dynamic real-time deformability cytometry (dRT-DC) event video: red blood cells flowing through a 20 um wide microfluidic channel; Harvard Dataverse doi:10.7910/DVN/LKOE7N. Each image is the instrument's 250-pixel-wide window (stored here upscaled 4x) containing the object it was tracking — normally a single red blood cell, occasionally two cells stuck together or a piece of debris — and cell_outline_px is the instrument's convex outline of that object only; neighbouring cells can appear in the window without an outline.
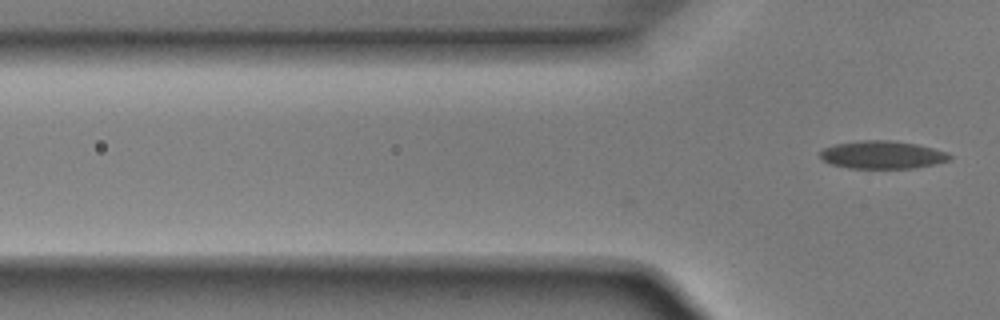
{"species": "Egyptian fruit bat (a non-hibernating species)", "species_latin": "Rousettus aegyptiacus", "temperature_condition": "room temperature", "stored_images_in_passage": 3, "camera_frame_rate_fps": 3000, "um_per_image_px": 0.085, "animal": {"sex": "male"}, "frame": {"image": 1, "passage_image": 3, "time_ms": 0.667, "image_size_px": [1000, 320], "cell_outline_px": [[952, 156], [948, 160], [932, 164], [912, 168], [848, 168], [832, 164], [824, 160], [820, 156], [820, 152], [824, 148], [836, 144], [860, 140], [888, 140], [916, 144], [948, 152]], "centroid_in_image_um": [74.98, 13.15], "position_along_channel_um": 50.8, "area_um2": 20.75}}